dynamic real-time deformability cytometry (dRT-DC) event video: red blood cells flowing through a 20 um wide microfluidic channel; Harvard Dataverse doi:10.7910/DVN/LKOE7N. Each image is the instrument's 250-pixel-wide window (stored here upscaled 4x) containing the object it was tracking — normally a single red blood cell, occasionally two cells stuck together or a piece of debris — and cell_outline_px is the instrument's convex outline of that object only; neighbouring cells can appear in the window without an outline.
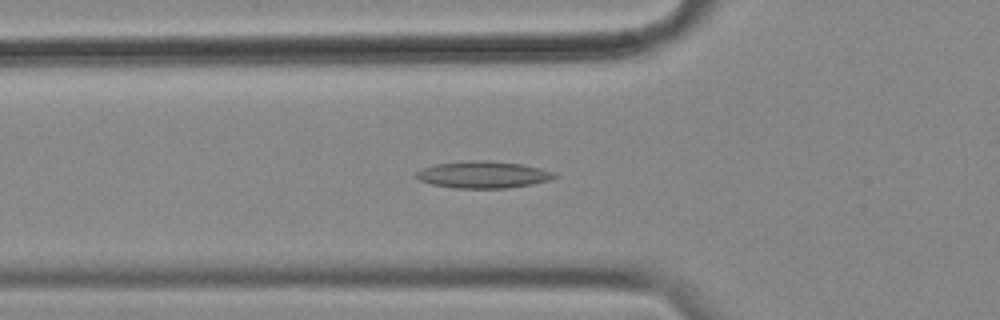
{"species": "common noctule bat (a hibernating species)", "species_latin": "Nyctalus noctula", "temperature_condition": "cold", "stored_images_in_passage": 48, "camera_frame_rate_fps": 3000, "um_per_image_px": 0.085, "animal": {"sex": "female", "body_mass_g": 18.4}, "frame": {"image": 1, "passage_image": 11, "time_ms": 3.333, "image_size_px": [1000, 320], "cell_outline_px": [[556, 176], [548, 180], [532, 184], [504, 188], [452, 188], [432, 184], [420, 180], [416, 176], [416, 172], [424, 168], [436, 164], [472, 160], [488, 160], [520, 164], [540, 168], [552, 172]], "centroid_in_image_um": [41.04, 14.84], "position_along_channel_um": 84.8, "area_um2": 21.33}}
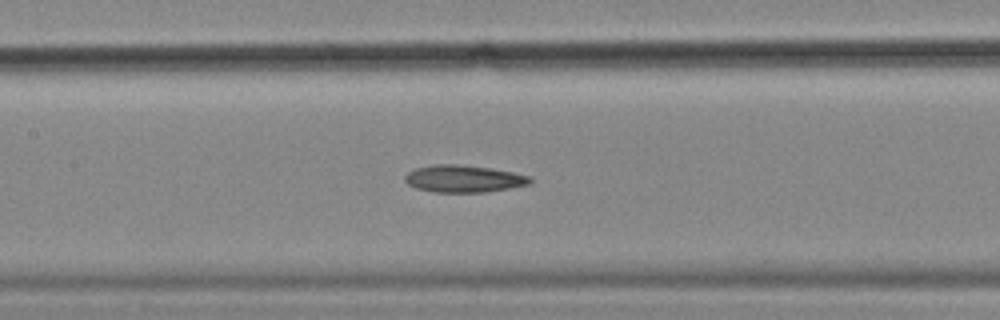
{"frame": {"image": 2, "passage_image": 18, "time_ms": 5.667, "image_size_px": [1000, 320], "cell_outline_px": [[532, 180], [528, 184], [508, 188], [484, 192], [436, 192], [416, 188], [408, 184], [404, 180], [404, 176], [408, 172], [416, 168], [432, 164], [456, 164], [488, 168], [512, 172], [528, 176]], "centroid_in_image_um": [39.35, 15.19], "position_along_channel_um": 168.1, "area_um2": 19.54}}
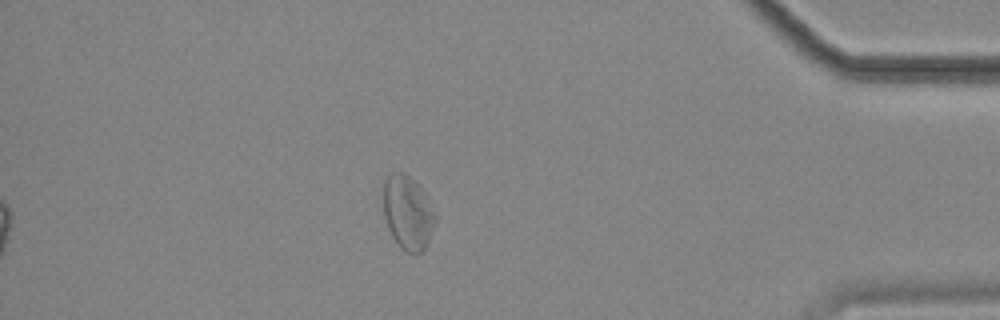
{"frame": {"image": 3, "passage_image": 41, "time_ms": 13.333, "image_size_px": [1000, 320], "cell_outline_px": [[436, 220], [428, 240], [424, 248], [420, 252], [404, 252], [400, 248], [392, 236], [388, 228], [384, 216], [384, 180], [392, 172], [404, 172], [424, 192], [436, 216]], "centroid_in_image_um": [34.64, 18.07], "position_along_channel_um": 400.6, "area_um2": 21.96}, "authors_computed_cell_mechanics": {"area_um2": 20.7502, "velocity_mm_per_s": 3.546, "shape_relaxation_time_tau1_ms": null, "shape_relaxation_time_tau2_ms": 8.0128, "deformation_change_tau1": null, "deformation_change_tau2": 0.1801}}